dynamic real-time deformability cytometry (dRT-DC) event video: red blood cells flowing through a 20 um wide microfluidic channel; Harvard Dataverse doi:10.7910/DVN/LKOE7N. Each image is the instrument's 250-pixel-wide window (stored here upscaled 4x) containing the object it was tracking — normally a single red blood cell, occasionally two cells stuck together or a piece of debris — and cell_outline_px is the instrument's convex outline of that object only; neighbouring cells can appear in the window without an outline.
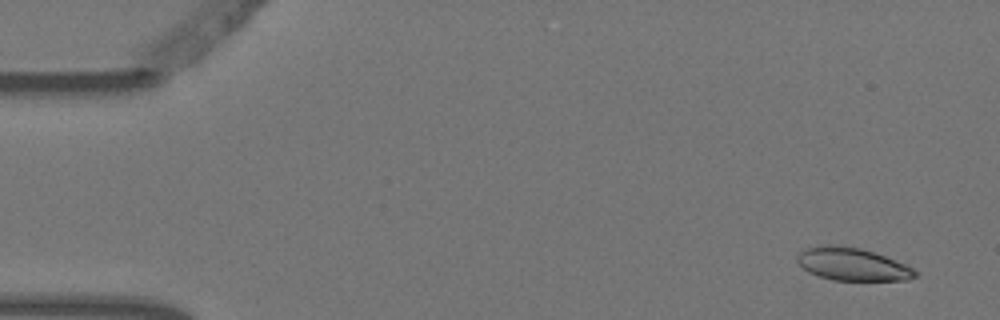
{"species": "Egyptian fruit bat (a non-hibernating species)", "species_latin": "Rousettus aegyptiacus", "temperature_condition": "warm", "stored_images_in_passage": 7, "camera_frame_rate_fps": 3000, "um_per_image_px": 0.085, "animal": {"sex": "female"}, "frame": {"image": 1, "passage_image": 1, "time_ms": 0.0, "image_size_px": [1000, 320], "cell_outline_px": [[920, 272], [916, 276], [908, 280], [832, 280], [808, 272], [796, 260], [796, 256], [804, 248], [824, 244], [840, 244], [860, 248], [884, 256], [904, 264]], "centroid_in_image_um": [72.42, 22.44], "position_along_channel_um": 12.6, "area_um2": 22.54}}
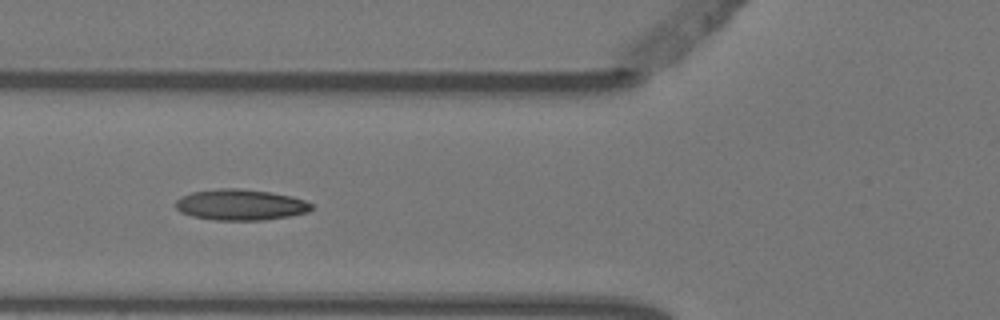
{"frame": {"image": 2, "passage_image": 6, "time_ms": 1.667, "image_size_px": [1000, 320], "cell_outline_px": [[312, 208], [308, 212], [288, 216], [264, 220], [216, 220], [192, 216], [180, 212], [172, 204], [180, 196], [192, 192], [220, 188], [236, 188], [268, 192], [292, 196], [304, 200], [312, 204]], "centroid_in_image_um": [20.39, 17.4], "position_along_channel_um": 105.4, "area_um2": 24.51}}
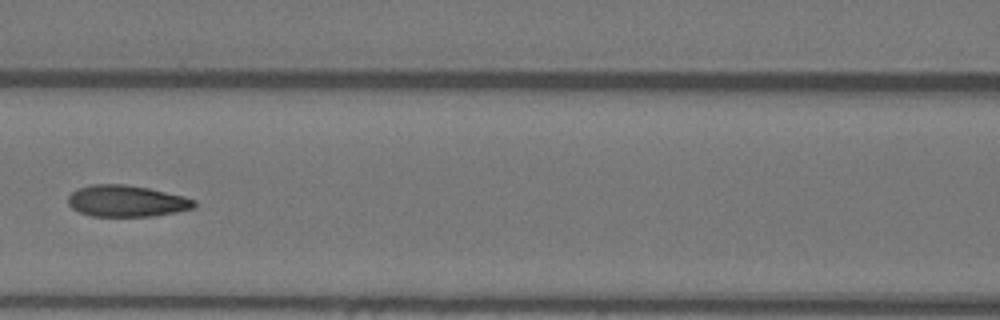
{"frame": {"image": 3, "passage_image": 7, "time_ms": 2.0, "image_size_px": [1000, 320], "cell_outline_px": [[196, 204], [192, 208], [176, 212], [152, 216], [92, 216], [80, 212], [72, 208], [68, 204], [68, 196], [76, 188], [92, 184], [124, 184], [148, 188], [184, 196], [196, 200]], "centroid_in_image_um": [10.73, 17.08], "position_along_channel_um": 155.9, "area_um2": 23.12}}